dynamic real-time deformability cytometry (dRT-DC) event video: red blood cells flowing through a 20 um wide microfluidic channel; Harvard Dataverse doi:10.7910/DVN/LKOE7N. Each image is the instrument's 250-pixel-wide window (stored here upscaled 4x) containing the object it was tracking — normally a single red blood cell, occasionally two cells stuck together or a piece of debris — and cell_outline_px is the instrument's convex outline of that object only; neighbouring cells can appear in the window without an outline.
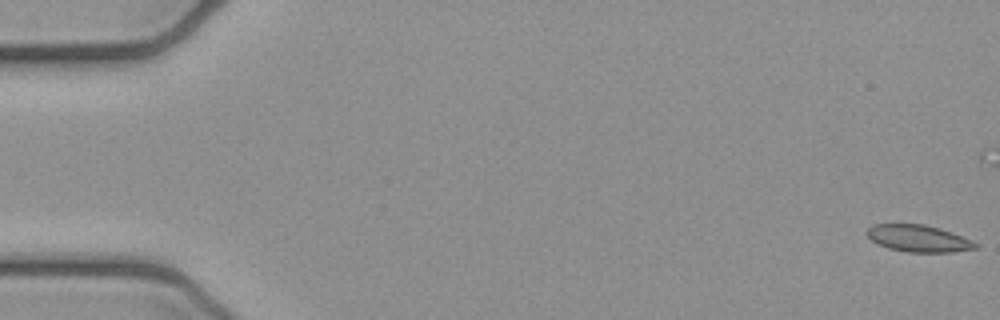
{"species": "common noctule bat (a hibernating species)", "species_latin": "Nyctalus noctula", "temperature_condition": "cold", "stored_images_in_passage": 41, "camera_frame_rate_fps": 3000, "um_per_image_px": 0.085, "animal": {"sex": "female", "body_mass_g": 21.9}, "frame": {"image": 1, "passage_image": 1, "time_ms": 0.0, "image_size_px": [1000, 320], "cell_outline_px": [[980, 244], [976, 248], [952, 252], [908, 252], [888, 248], [876, 244], [864, 232], [872, 224], [924, 224], [940, 228], [972, 240]], "centroid_in_image_um": [78.05, 20.26], "position_along_channel_um": 7.0, "area_um2": 17.11}}
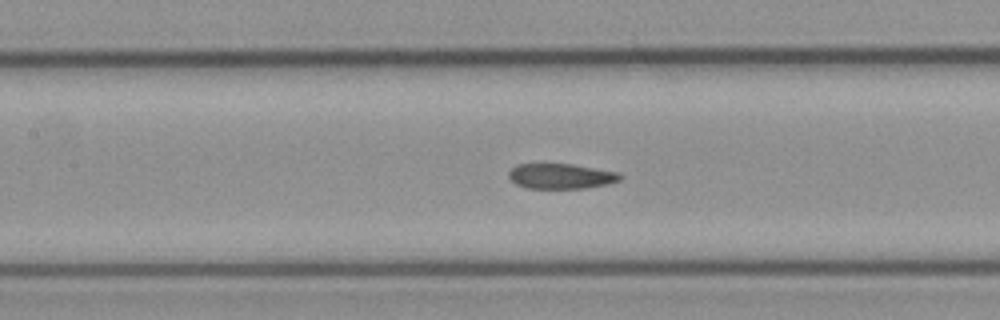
{"frame": {"image": 2, "passage_image": 24, "time_ms": 7.667, "image_size_px": [1000, 320], "cell_outline_px": [[624, 176], [620, 180], [608, 184], [584, 188], [528, 188], [516, 184], [508, 176], [508, 172], [516, 164], [572, 164], [620, 172]], "centroid_in_image_um": [47.72, 14.97], "position_along_channel_um": 159.7, "area_um2": 16.42}}
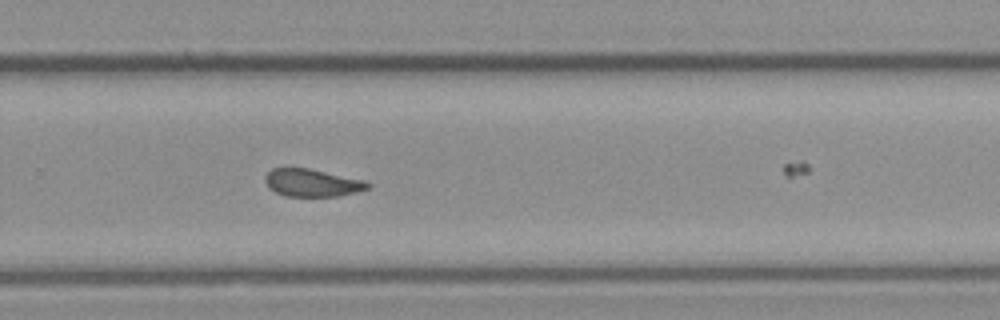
{"frame": {"image": 3, "passage_image": 35, "time_ms": 11.333, "image_size_px": [1000, 320], "cell_outline_px": [[372, 188], [356, 192], [336, 196], [284, 196], [268, 188], [264, 180], [264, 176], [272, 168], [308, 168], [368, 180], [372, 184]], "centroid_in_image_um": [26.57, 15.53], "position_along_channel_um": 303.2, "area_um2": 16.82}}